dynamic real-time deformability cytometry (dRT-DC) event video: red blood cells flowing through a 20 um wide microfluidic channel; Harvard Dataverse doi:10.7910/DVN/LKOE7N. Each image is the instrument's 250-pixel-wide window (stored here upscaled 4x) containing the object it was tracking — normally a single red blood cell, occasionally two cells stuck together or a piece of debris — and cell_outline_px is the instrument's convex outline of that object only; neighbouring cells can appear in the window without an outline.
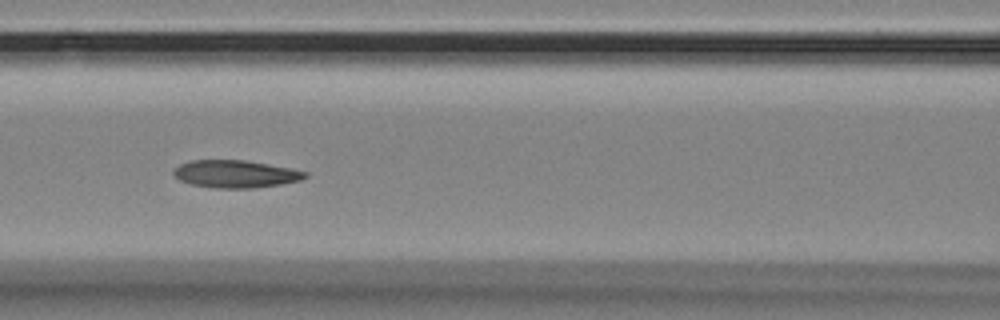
{"species": "Egyptian fruit bat (a non-hibernating species)", "species_latin": "Rousettus aegyptiacus", "temperature_condition": "room temperature", "stored_images_in_passage": 10, "camera_frame_rate_fps": 3000, "um_per_image_px": 0.085, "animal": {"sex": "female"}, "frame": {"image": 1, "passage_image": 7, "time_ms": 2.0, "image_size_px": [1000, 320], "cell_outline_px": [[308, 176], [300, 180], [280, 184], [256, 188], [216, 188], [192, 184], [180, 180], [172, 172], [180, 164], [192, 160], [244, 160], [268, 164], [308, 172]], "centroid_in_image_um": [20.03, 14.79], "position_along_channel_um": 146.6, "area_um2": 20.87}}
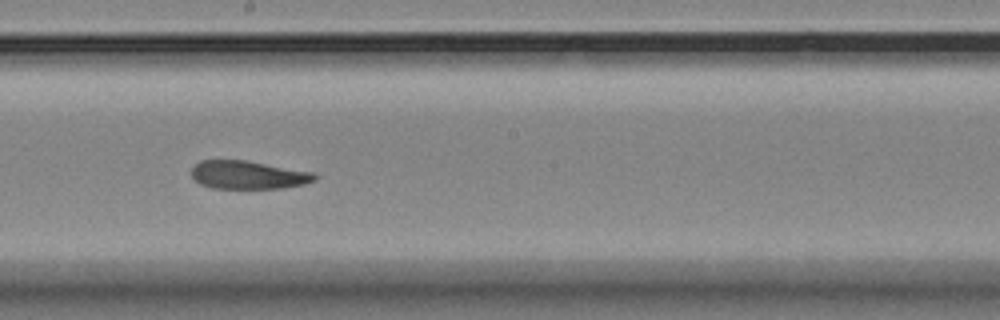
{"frame": {"image": 2, "passage_image": 9, "time_ms": 2.667, "image_size_px": [1000, 320], "cell_outline_px": [[320, 176], [316, 180], [304, 184], [284, 188], [212, 188], [200, 184], [192, 176], [192, 168], [200, 160], [248, 160], [316, 172]], "centroid_in_image_um": [21.17, 14.86], "position_along_channel_um": 227.0, "area_um2": 20.58}}
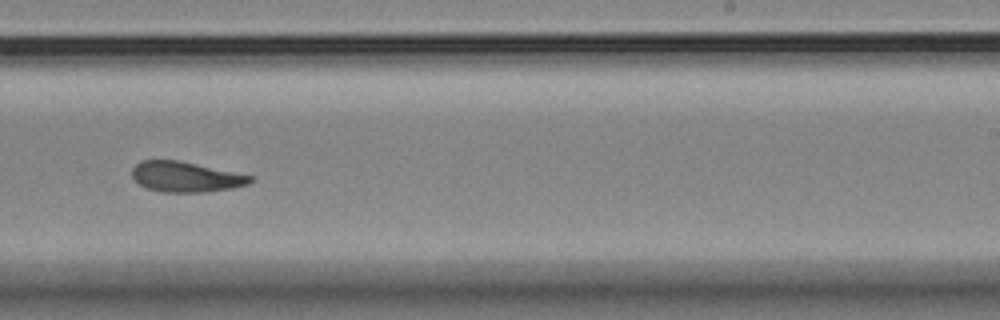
{"frame": {"image": 3, "passage_image": 10, "time_ms": 3.0, "image_size_px": [1000, 320], "cell_outline_px": [[256, 180], [248, 184], [232, 188], [204, 192], [160, 192], [148, 188], [140, 184], [132, 176], [132, 168], [140, 160], [176, 160], [256, 176]], "centroid_in_image_um": [15.83, 15.03], "position_along_channel_um": 273.2, "area_um2": 20.92}}